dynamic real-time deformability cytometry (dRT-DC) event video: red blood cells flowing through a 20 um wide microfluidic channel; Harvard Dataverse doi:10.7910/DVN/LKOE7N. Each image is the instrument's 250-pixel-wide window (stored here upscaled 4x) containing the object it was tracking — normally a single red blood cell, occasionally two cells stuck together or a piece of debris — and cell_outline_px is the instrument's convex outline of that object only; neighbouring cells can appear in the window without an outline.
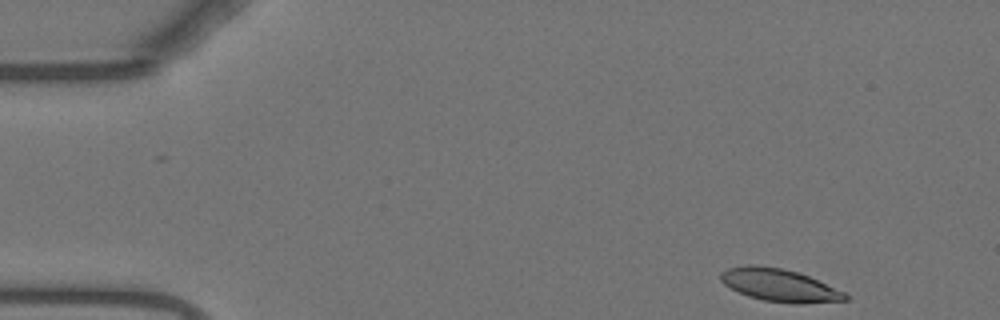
{"species": "Egyptian fruit bat (a non-hibernating species)", "species_latin": "Rousettus aegyptiacus", "temperature_condition": "warm", "stored_images_in_passage": 50, "camera_frame_rate_fps": 3000, "um_per_image_px": 0.085, "animal": {"sex": "female"}, "frame": {"image": 1, "passage_image": 1, "time_ms": 0.0, "image_size_px": [1000, 320], "cell_outline_px": [[848, 300], [800, 304], [796, 304], [764, 300], [748, 296], [724, 284], [720, 280], [720, 272], [728, 268], [748, 264], [756, 264], [784, 268], [800, 272], [844, 292], [848, 296]], "centroid_in_image_um": [66.24, 24.22], "position_along_channel_um": 18.8, "area_um2": 23.76}}
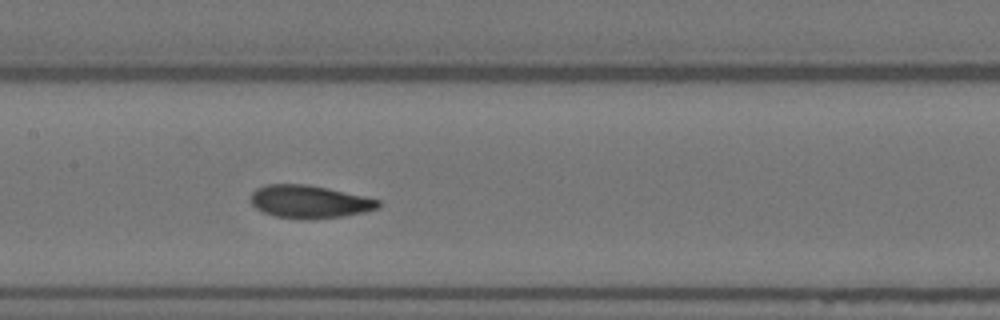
{"frame": {"image": 2, "passage_image": 22, "time_ms": 7.0, "image_size_px": [1000, 320], "cell_outline_px": [[380, 208], [364, 212], [344, 216], [312, 220], [308, 220], [276, 216], [264, 212], [256, 208], [252, 204], [252, 192], [256, 188], [268, 184], [304, 184], [364, 196], [380, 200]], "centroid_in_image_um": [26.32, 17.16], "position_along_channel_um": 181.1, "area_um2": 24.28}}
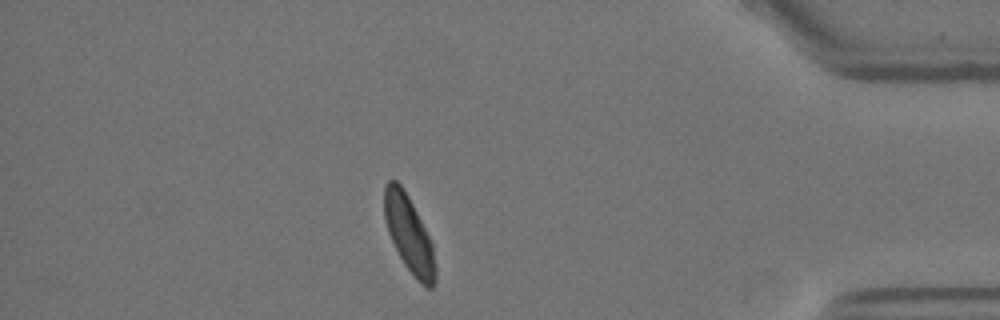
{"frame": {"image": 3, "passage_image": 43, "time_ms": 14.0, "image_size_px": [1000, 320], "cell_outline_px": [[436, 280], [432, 288], [428, 288], [404, 264], [388, 232], [384, 220], [384, 184], [388, 180], [396, 180], [400, 184], [408, 196], [432, 244], [436, 268]], "centroid_in_image_um": [34.74, 19.86], "position_along_channel_um": 400.5, "area_um2": 22.14}, "authors_computed_cell_mechanics": {"area_um2": 24.1893, "velocity_mm_per_s": 3.6948, "shape_relaxation_time_tau1_ms": 3.7575, "shape_relaxation_time_tau2_ms": 1.0736, "deformation_change_tau1": 0.1559, "deformation_change_tau2": 0.055}}